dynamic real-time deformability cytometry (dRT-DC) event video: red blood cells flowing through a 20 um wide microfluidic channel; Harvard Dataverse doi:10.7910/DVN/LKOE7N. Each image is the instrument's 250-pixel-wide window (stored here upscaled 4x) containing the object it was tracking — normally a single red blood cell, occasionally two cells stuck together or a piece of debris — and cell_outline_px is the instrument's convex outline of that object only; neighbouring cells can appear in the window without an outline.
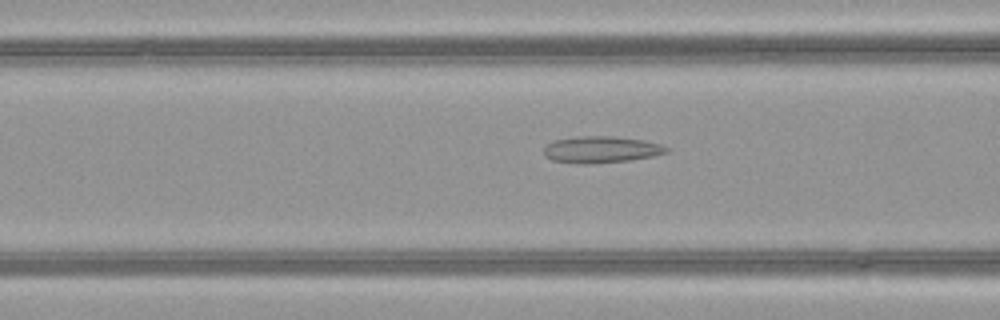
{"species": "common noctule bat (a hibernating species)", "species_latin": "Nyctalus noctula", "temperature_condition": "warm", "stored_images_in_passage": 36, "camera_frame_rate_fps": 3000, "um_per_image_px": 0.085, "animal": {"sex": "female", "body_mass_g": 21.9}, "frame": {"image": 1, "passage_image": 5, "time_ms": 1.333, "image_size_px": [1000, 320], "cell_outline_px": [[668, 152], [652, 156], [632, 160], [596, 164], [580, 164], [552, 160], [544, 156], [544, 148], [552, 140], [580, 136], [612, 136], [644, 140], [660, 144], [668, 148]], "centroid_in_image_um": [51.08, 12.72], "position_along_channel_um": 115.5, "area_um2": 19.19}}
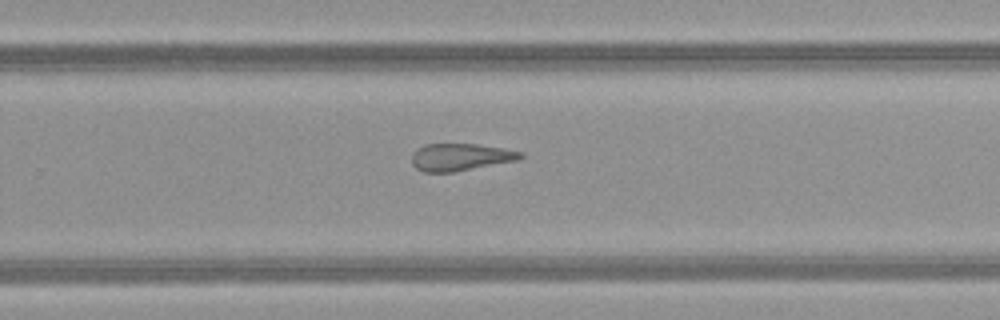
{"frame": {"image": 2, "passage_image": 18, "time_ms": 5.667, "image_size_px": [1000, 320], "cell_outline_px": [[524, 156], [516, 160], [452, 172], [424, 172], [416, 168], [412, 164], [412, 156], [416, 148], [424, 144], [476, 144], [504, 148], [524, 152]], "centroid_in_image_um": [39.11, 13.34], "position_along_channel_um": 290.7, "area_um2": 17.17}}
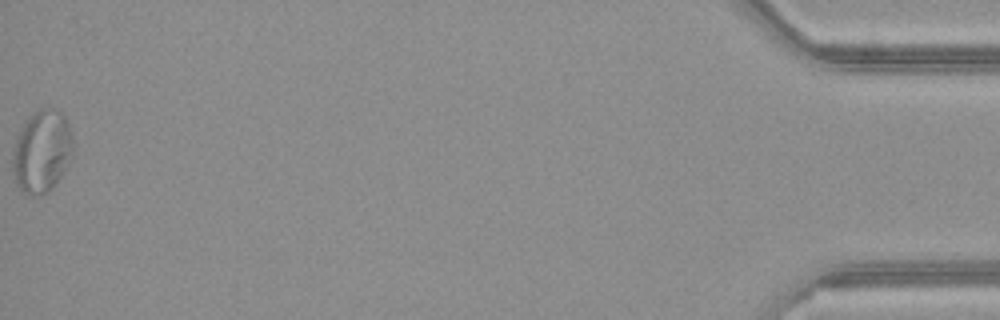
{"frame": {"image": 3, "passage_image": 36, "time_ms": 11.667, "image_size_px": [1000, 320], "cell_outline_px": [[72, 160], [64, 172], [52, 188], [48, 192], [36, 196], [32, 196], [24, 192], [16, 184], [12, 172], [12, 148], [20, 128], [32, 112], [40, 108], [52, 108], [60, 112], [64, 116], [68, 124], [72, 136]], "centroid_in_image_um": [3.54, 12.87], "position_along_channel_um": 431.7, "area_um2": 29.42}, "authors_computed_cell_mechanics": {"area_um2": 18.496, "velocity_mm_per_s": 4.0535, "shape_relaxation_time_tau1_ms": null, "shape_relaxation_time_tau2_ms": 3.368, "deformation_change_tau1": null, "deformation_change_tau2": 0.1544}}